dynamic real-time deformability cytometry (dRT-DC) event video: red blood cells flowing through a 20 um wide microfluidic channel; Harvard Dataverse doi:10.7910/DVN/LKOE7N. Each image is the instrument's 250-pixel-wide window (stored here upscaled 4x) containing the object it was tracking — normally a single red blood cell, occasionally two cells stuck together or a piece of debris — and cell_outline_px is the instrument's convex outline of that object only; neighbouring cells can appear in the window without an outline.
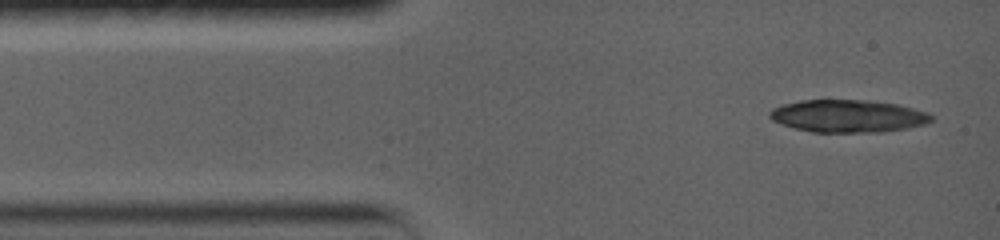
{"species": "common noctule bat (a hibernating species)", "species_latin": "Nyctalus noctula", "temperature_condition": "warm", "stored_images_in_passage": 2, "camera_frame_rate_fps": 5000, "um_per_image_px": 0.085, "animal": {"sex": "female", "body_mass_g": 19.0, "forearm_length_mm": 56.7}, "frame": {"image": 1, "passage_image": 1, "time_ms": 0.0, "image_size_px": [1000, 240], "cell_outline_px": [[936, 116], [932, 120], [924, 124], [904, 128], [880, 132], [812, 132], [796, 128], [772, 120], [768, 116], [768, 112], [772, 108], [784, 104], [800, 100], [860, 100], [896, 104], [928, 112]], "centroid_in_image_um": [72.07, 9.86], "position_along_channel_um": 12.9, "area_um2": 30.4}}